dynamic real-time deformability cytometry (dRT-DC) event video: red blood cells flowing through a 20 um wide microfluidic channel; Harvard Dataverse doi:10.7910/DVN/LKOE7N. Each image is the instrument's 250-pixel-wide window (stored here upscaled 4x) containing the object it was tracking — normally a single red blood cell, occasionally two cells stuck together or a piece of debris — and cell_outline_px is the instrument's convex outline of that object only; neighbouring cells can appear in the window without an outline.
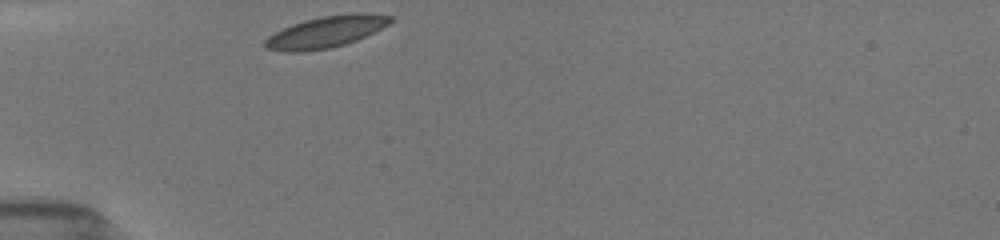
{"species": "common noctule bat (a hibernating species)", "species_latin": "Nyctalus noctula", "temperature_condition": "room temperature", "stored_images_in_passage": 3, "camera_frame_rate_fps": 3000, "um_per_image_px": 0.085, "animal": {"sex": "female", "body_mass_g": 19.5, "forearm_length_mm": 54.1}, "frame": {"image": 1, "passage_image": 1, "time_ms": 0.0, "image_size_px": [1000, 240], "cell_outline_px": [[392, 20], [388, 24], [356, 40], [332, 48], [304, 52], [284, 52], [264, 48], [264, 40], [268, 36], [292, 24], [304, 20], [320, 16], [356, 12], [360, 12], [392, 16]], "centroid_in_image_um": [27.65, 2.72], "position_along_channel_um": 57.3, "area_um2": 23.0}}